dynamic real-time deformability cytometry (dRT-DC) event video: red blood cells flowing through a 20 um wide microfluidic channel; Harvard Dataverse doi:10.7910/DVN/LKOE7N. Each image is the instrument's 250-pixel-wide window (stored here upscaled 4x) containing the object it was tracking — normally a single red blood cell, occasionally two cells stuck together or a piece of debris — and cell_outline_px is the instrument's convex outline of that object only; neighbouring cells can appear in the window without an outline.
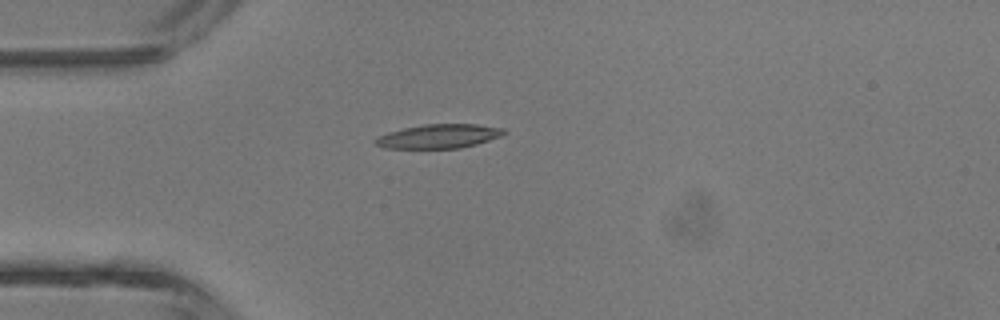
{"species": "common noctule bat (a hibernating species)", "species_latin": "Nyctalus noctula", "temperature_condition": "room temperature", "stored_images_in_passage": 3, "camera_frame_rate_fps": 3000, "um_per_image_px": 0.085, "animal": {"sex": "male", "body_mass_g": 13.3}, "frame": {"image": 1, "passage_image": 3, "time_ms": 2.333, "image_size_px": [1000, 320], "cell_outline_px": [[508, 132], [500, 136], [476, 144], [460, 148], [384, 148], [376, 144], [372, 140], [388, 132], [404, 128], [424, 124], [476, 124], [504, 128]], "centroid_in_image_um": [37.31, 11.58], "position_along_channel_um": 47.7, "area_um2": 17.92}}